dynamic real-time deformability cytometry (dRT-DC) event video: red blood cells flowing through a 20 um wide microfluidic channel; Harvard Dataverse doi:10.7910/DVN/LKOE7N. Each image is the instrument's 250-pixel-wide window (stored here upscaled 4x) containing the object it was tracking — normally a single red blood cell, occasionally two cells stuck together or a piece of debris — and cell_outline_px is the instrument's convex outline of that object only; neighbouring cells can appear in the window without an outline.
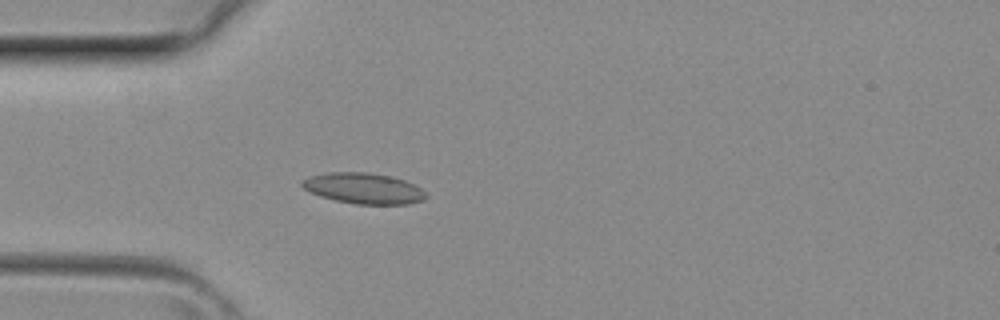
{"species": "common noctule bat (a hibernating species)", "species_latin": "Nyctalus noctula", "temperature_condition": "room temperature", "stored_images_in_passage": 4, "camera_frame_rate_fps": 3000, "um_per_image_px": 0.085, "animal": {"sex": "female", "body_mass_g": 29.2, "forearm_length_mm": 56.3}, "frame": {"image": 1, "passage_image": 4, "time_ms": 1.0, "image_size_px": [1000, 320], "cell_outline_px": [[428, 196], [424, 200], [408, 204], [356, 204], [336, 200], [320, 196], [304, 188], [300, 184], [300, 180], [308, 176], [324, 172], [368, 172], [392, 176], [404, 180], [420, 188]], "centroid_in_image_um": [30.88, 16.0], "position_along_channel_um": 54.1, "area_um2": 22.31}}